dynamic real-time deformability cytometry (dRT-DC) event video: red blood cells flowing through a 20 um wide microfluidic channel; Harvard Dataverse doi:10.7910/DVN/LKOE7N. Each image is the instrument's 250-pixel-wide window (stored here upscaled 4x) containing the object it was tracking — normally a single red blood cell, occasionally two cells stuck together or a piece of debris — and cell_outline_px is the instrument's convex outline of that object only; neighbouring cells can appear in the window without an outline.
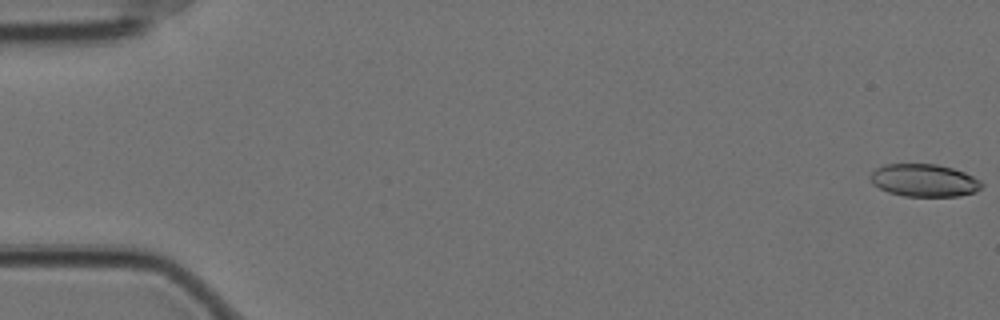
{"species": "Egyptian fruit bat (a non-hibernating species)", "species_latin": "Rousettus aegyptiacus", "temperature_condition": "cold", "stored_images_in_passage": 58, "camera_frame_rate_fps": 3000, "um_per_image_px": 0.085, "animal": {"sex": "female"}, "frame": {"image": 1, "passage_image": 1, "time_ms": 0.0, "image_size_px": [1000, 320], "cell_outline_px": [[984, 184], [976, 192], [960, 196], [904, 196], [888, 192], [872, 184], [868, 176], [876, 168], [884, 164], [936, 164], [952, 168], [964, 172], [980, 180]], "centroid_in_image_um": [78.54, 15.33], "position_along_channel_um": 6.5, "area_um2": 21.27}}
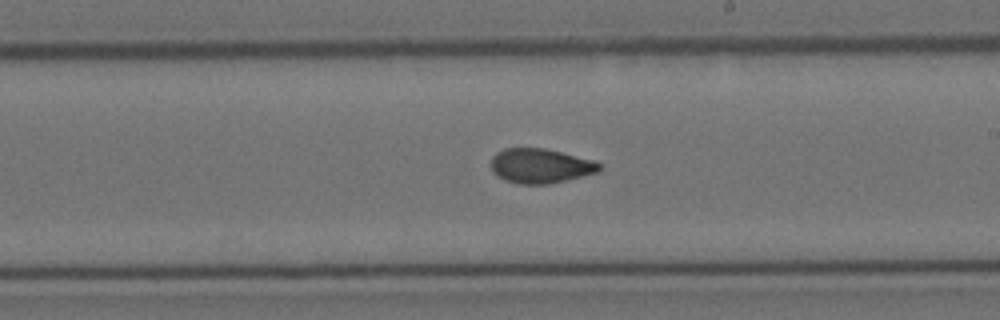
{"frame": {"image": 2, "passage_image": 34, "time_ms": 11.0, "image_size_px": [1000, 320], "cell_outline_px": [[604, 168], [600, 172], [568, 180], [548, 184], [520, 184], [504, 180], [496, 176], [492, 172], [492, 156], [496, 152], [504, 148], [544, 148], [596, 160], [604, 164]], "centroid_in_image_um": [46.0, 14.1], "position_along_channel_um": 243.0, "area_um2": 22.37}}
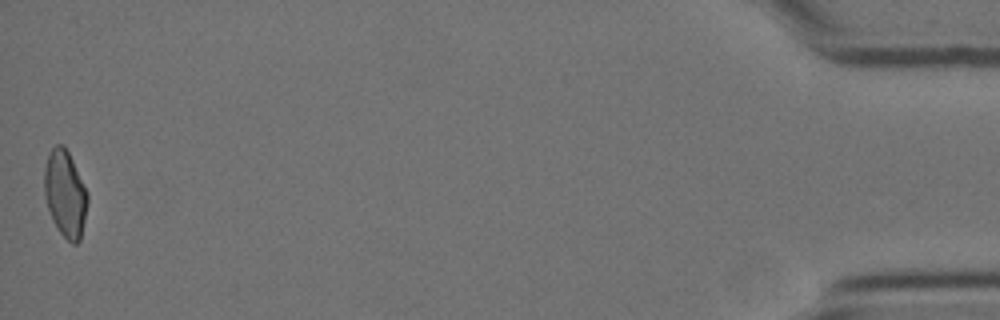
{"frame": {"image": 3, "passage_image": 58, "time_ms": 19.0, "image_size_px": [1000, 320], "cell_outline_px": [[88, 204], [80, 240], [76, 244], [72, 244], [60, 232], [52, 220], [48, 208], [44, 192], [44, 168], [48, 152], [56, 144], [64, 144], [88, 192]], "centroid_in_image_um": [5.54, 16.45], "position_along_channel_um": 429.7, "area_um2": 21.91}, "authors_computed_cell_mechanics": {"area_um2": 22.0796, "velocity_mm_per_s": 3.507, "shape_relaxation_time_tau1_ms": 9.0112, "shape_relaxation_time_tau2_ms": 1.8234, "deformation_change_tau1": 0.2043, "deformation_change_tau2": 0.071}}